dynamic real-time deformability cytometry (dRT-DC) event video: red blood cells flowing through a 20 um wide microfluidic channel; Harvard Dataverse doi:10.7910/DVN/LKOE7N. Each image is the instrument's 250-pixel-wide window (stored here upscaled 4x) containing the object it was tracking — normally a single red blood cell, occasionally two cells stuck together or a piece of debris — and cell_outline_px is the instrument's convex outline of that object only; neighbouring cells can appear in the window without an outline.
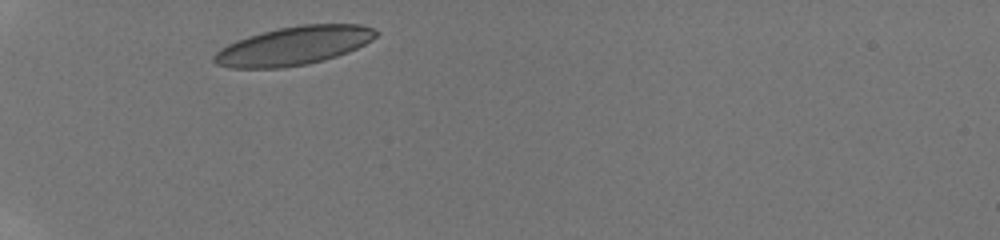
{"species": "human", "species_latin": "Homo sapiens", "temperature_condition": "room temperature", "stored_images_in_passage": 14, "camera_frame_rate_fps": 3000, "um_per_image_px": 0.085, "donor": {"sex": "male"}, "frame": {"image": 1, "passage_image": 1, "time_ms": 0.0, "image_size_px": [1000, 240], "cell_outline_px": [[380, 32], [372, 40], [348, 52], [324, 60], [308, 64], [284, 68], [228, 68], [216, 64], [212, 60], [212, 56], [220, 48], [236, 40], [248, 36], [280, 28], [300, 24], [360, 24], [372, 28]], "centroid_in_image_um": [24.95, 3.9], "position_along_channel_um": 60.1, "area_um2": 36.47}}
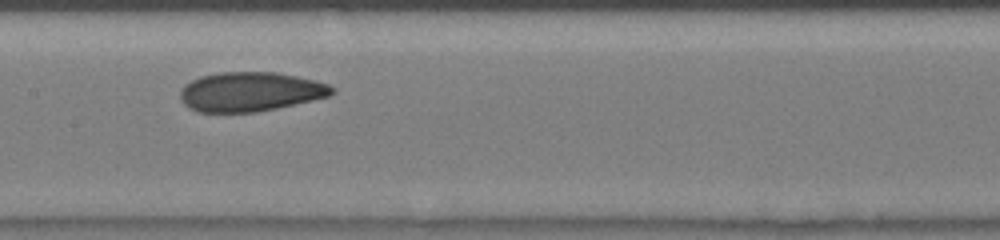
{"frame": {"image": 2, "passage_image": 6, "time_ms": 3.667, "image_size_px": [1000, 240], "cell_outline_px": [[336, 92], [328, 96], [312, 100], [276, 108], [256, 112], [200, 112], [188, 108], [180, 100], [180, 92], [184, 84], [200, 76], [220, 72], [276, 72], [316, 80], [328, 84], [336, 88]], "centroid_in_image_um": [21.27, 7.79], "position_along_channel_um": 186.1, "area_um2": 34.91}}
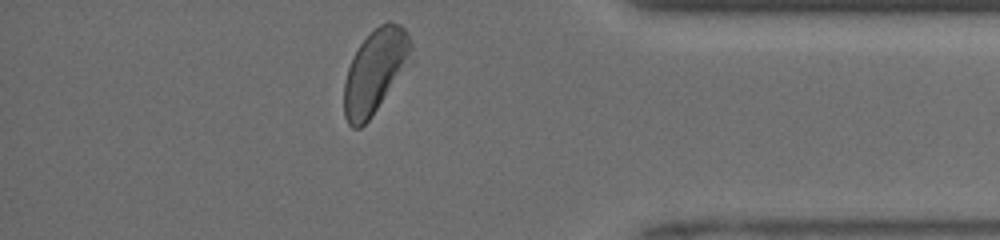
{"frame": {"image": 3, "passage_image": 14, "time_ms": 9.333, "image_size_px": [1000, 240], "cell_outline_px": [[416, 60], [372, 116], [360, 128], [352, 128], [348, 124], [344, 116], [344, 84], [348, 68], [360, 44], [380, 24], [388, 20], [400, 24], [404, 28], [412, 44]], "centroid_in_image_um": [31.97, 6.07], "position_along_channel_um": 403.2, "area_um2": 33.58}, "authors_computed_cell_mechanics": {"area_um2": 35.0846, "velocity_mm_per_s": 4.106, "shape_relaxation_time_tau1_ms": 5.2843, "shape_relaxation_time_tau2_ms": 1.6509, "deformation_change_tau1": 0.1458, "deformation_change_tau2": 0.063}}